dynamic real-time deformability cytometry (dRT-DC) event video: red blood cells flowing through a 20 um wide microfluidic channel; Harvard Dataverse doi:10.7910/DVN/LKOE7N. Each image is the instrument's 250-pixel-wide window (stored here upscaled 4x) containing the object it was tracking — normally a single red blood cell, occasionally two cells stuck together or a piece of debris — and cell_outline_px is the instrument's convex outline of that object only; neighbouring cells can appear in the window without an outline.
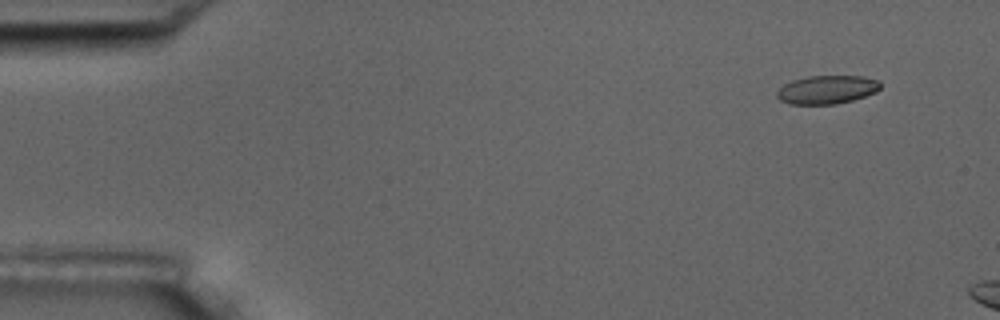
{"species": "common noctule bat (a hibernating species)", "species_latin": "Nyctalus noctula", "temperature_condition": "room temperature", "stored_images_in_passage": 2, "camera_frame_rate_fps": 3000, "um_per_image_px": 0.085, "animal": {"sex": "male", "body_mass_g": 17.5, "forearm_length_mm": 52.3}, "frame": {"image": 1, "passage_image": 1, "time_ms": 0.0, "image_size_px": [1000, 320], "cell_outline_px": [[880, 88], [876, 92], [852, 100], [836, 104], [788, 104], [780, 100], [776, 96], [776, 92], [784, 84], [792, 80], [808, 76], [864, 76], [880, 80]], "centroid_in_image_um": [70.28, 7.61], "position_along_channel_um": 14.7, "area_um2": 17.22}}